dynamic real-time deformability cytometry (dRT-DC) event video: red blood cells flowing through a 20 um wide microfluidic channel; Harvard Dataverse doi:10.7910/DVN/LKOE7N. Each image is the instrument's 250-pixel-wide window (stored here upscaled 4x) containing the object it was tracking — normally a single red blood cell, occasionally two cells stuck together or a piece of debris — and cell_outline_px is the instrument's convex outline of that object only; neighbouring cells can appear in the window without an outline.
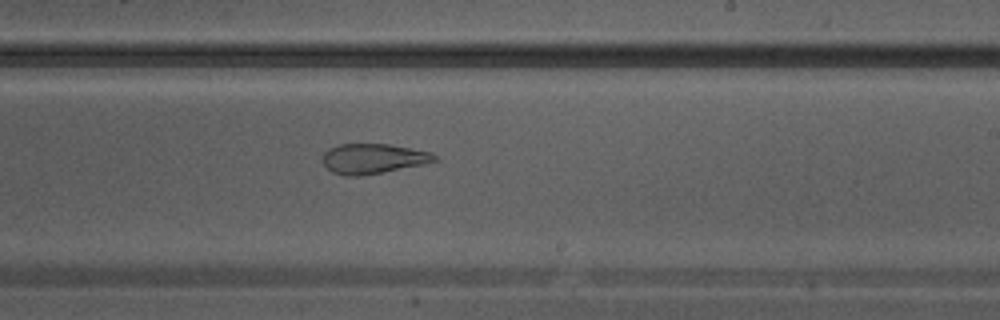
{"species": "Egyptian fruit bat (a non-hibernating species)", "species_latin": "Rousettus aegyptiacus", "temperature_condition": "warm", "stored_images_in_passage": 12, "camera_frame_rate_fps": 3000, "um_per_image_px": 0.085, "animal": {"sex": "male"}, "frame": {"image": 1, "passage_image": 10, "time_ms": 3.0, "image_size_px": [1000, 320], "cell_outline_px": [[440, 160], [424, 164], [360, 176], [348, 176], [332, 172], [324, 164], [324, 152], [328, 148], [340, 144], [388, 144], [432, 152]], "centroid_in_image_um": [31.74, 13.48], "position_along_channel_um": 257.3, "area_um2": 19.42}}